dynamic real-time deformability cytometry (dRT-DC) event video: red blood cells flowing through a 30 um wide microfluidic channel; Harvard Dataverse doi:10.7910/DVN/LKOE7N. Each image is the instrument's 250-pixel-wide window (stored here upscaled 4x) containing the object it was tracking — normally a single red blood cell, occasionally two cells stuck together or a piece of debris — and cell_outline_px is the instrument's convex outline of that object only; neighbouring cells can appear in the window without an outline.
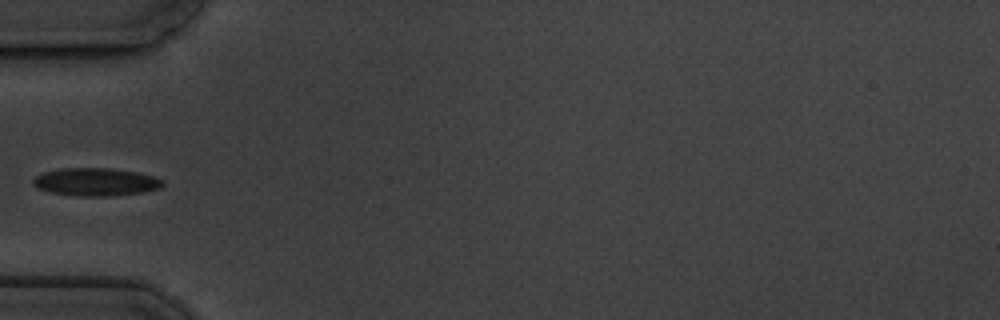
{"species": "common noctule bat (a hibernating species)", "species_latin": "Nyctalus noctula", "temperature_condition": "cold", "stored_images_in_passage": 5, "camera_frame_rate_fps": 3000, "um_per_image_px": 0.085, "animal": {"sex": "male", "body_mass_g": 19.5, "forearm_length_mm": 54.6}, "frame": {"image": 1, "passage_image": 1, "time_ms": 0.0, "image_size_px": [1000, 320], "cell_outline_px": [[164, 184], [160, 188], [140, 192], [108, 196], [80, 196], [48, 192], [36, 188], [32, 184], [32, 180], [36, 176], [44, 172], [60, 168], [108, 168], [136, 172], [152, 176], [164, 180]], "centroid_in_image_um": [8.09, 15.46], "position_along_channel_um": 76.9, "area_um2": 20.98}}
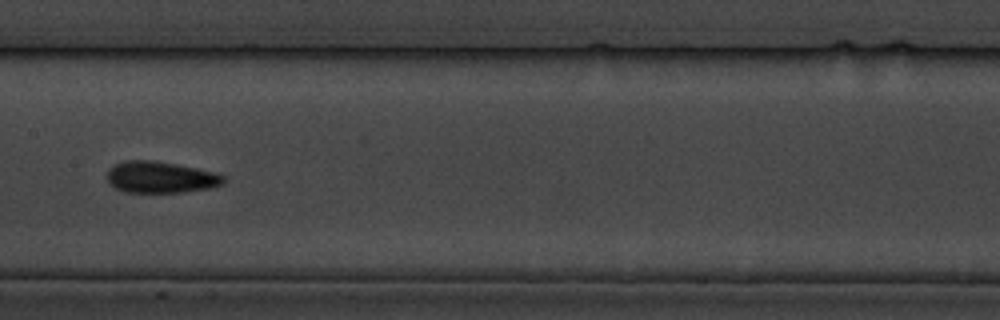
{"frame": {"image": 2, "passage_image": 4, "time_ms": 3.333, "image_size_px": [1000, 320], "cell_outline_px": [[224, 184], [208, 188], [180, 192], [124, 192], [116, 188], [108, 180], [108, 168], [124, 160], [152, 160], [176, 164], [196, 168], [212, 172], [224, 176]], "centroid_in_image_um": [13.62, 15.06], "position_along_channel_um": 193.8, "area_um2": 21.1}}
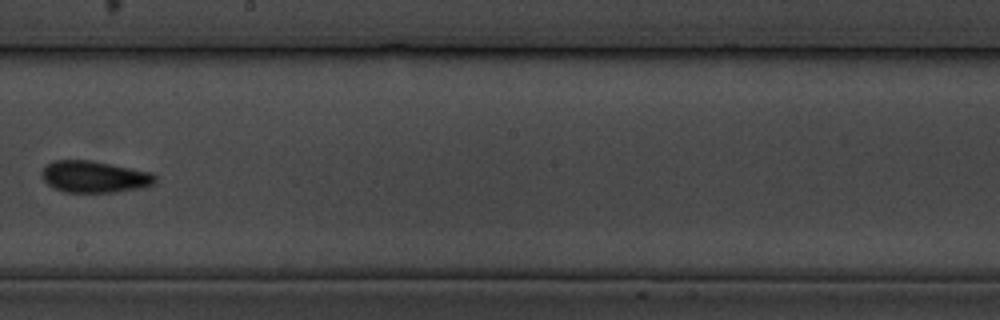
{"frame": {"image": 3, "passage_image": 5, "time_ms": 4.667, "image_size_px": [1000, 320], "cell_outline_px": [[156, 184], [140, 188], [112, 192], [64, 192], [52, 188], [40, 176], [40, 172], [52, 160], [88, 160], [152, 172], [156, 176]], "centroid_in_image_um": [8.0, 15.03], "position_along_channel_um": 240.2, "area_um2": 20.98}}